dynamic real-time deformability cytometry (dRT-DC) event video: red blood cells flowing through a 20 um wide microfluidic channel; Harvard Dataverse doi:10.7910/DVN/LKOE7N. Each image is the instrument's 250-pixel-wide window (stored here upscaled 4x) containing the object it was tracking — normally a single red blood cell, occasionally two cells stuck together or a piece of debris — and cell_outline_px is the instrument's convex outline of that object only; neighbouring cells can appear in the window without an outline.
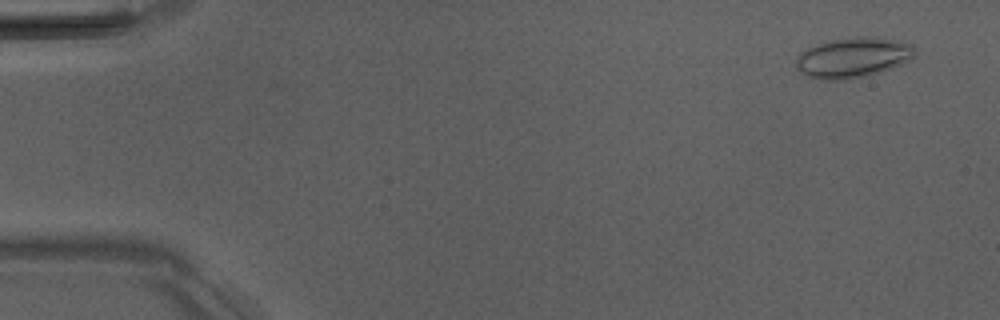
{"species": "Egyptian fruit bat (a non-hibernating species)", "species_latin": "Rousettus aegyptiacus", "temperature_condition": "room temperature", "stored_images_in_passage": 4, "camera_frame_rate_fps": 3000, "um_per_image_px": 0.085, "animal": {"sex": "male"}, "frame": {"image": 1, "passage_image": 1, "time_ms": 0.0, "image_size_px": [1000, 320], "cell_outline_px": [[916, 56], [912, 60], [892, 68], [880, 72], [848, 80], [824, 80], [808, 76], [800, 72], [796, 68], [796, 60], [800, 52], [816, 44], [832, 40], [856, 36], [860, 36], [892, 40], [912, 44], [916, 48]], "centroid_in_image_um": [72.52, 4.91], "position_along_channel_um": 12.5, "area_um2": 27.92}}